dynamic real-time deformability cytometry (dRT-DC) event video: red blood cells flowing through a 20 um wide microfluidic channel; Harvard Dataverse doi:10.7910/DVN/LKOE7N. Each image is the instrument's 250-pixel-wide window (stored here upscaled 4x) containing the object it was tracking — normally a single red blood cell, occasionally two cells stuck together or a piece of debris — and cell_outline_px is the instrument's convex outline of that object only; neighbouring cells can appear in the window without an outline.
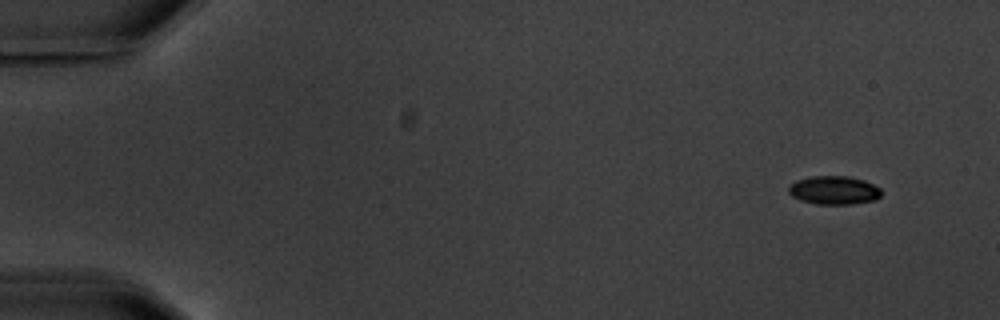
{"species": "common noctule bat (a hibernating species)", "species_latin": "Nyctalus noctula", "temperature_condition": "warm", "stored_images_in_passage": 6, "segment_of_instrument_passage": [2, 2], "camera_frame_rate_fps": 3000, "um_per_image_px": 0.085, "animal": {"sex": "male", "body_mass_g": 20.1, "forearm_length_mm": 53.5}, "frame": {"image": 1, "passage_image": 6, "time_ms": 7.0, "image_size_px": [1000, 320], "cell_outline_px": [[880, 196], [876, 200], [852, 204], [816, 204], [800, 200], [792, 196], [788, 192], [788, 188], [796, 180], [808, 176], [848, 176], [864, 180], [880, 188]], "centroid_in_image_um": [70.87, 16.17], "position_along_channel_um": 14.1, "area_um2": 15.43}}